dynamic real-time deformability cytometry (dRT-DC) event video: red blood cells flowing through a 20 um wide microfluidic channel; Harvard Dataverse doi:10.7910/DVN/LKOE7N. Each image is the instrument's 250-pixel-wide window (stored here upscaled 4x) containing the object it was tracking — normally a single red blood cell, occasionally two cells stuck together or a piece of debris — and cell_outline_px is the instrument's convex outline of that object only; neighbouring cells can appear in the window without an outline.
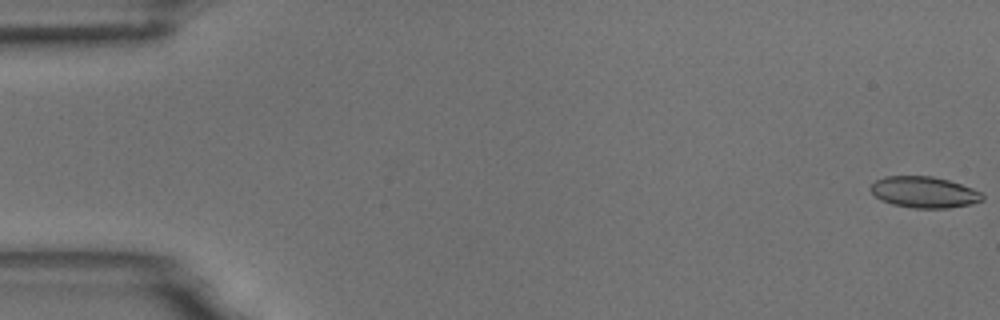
{"species": "common noctule bat (a hibernating species)", "species_latin": "Nyctalus noctula", "temperature_condition": "room temperature", "stored_images_in_passage": 30, "camera_frame_rate_fps": 3000, "um_per_image_px": 0.085, "animal": {"sex": "male", "body_mass_g": 18.8}, "frame": {"image": 1, "passage_image": 1, "time_ms": 0.0, "image_size_px": [1000, 320], "cell_outline_px": [[984, 200], [972, 204], [948, 208], [912, 208], [892, 204], [880, 200], [868, 188], [876, 180], [884, 176], [932, 176], [948, 180], [972, 188], [980, 192], [984, 196]], "centroid_in_image_um": [78.54, 16.34], "position_along_channel_um": 6.5, "area_um2": 20.4}}